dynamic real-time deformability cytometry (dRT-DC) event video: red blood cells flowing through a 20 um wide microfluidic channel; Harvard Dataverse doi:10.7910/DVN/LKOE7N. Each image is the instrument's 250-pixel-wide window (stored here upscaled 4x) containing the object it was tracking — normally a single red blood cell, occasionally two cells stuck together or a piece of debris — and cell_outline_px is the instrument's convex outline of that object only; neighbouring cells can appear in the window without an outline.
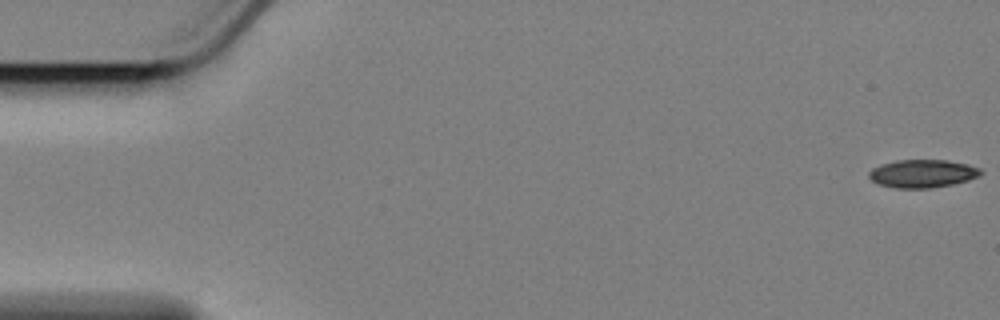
{"species": "Egyptian fruit bat (a non-hibernating species)", "species_latin": "Rousettus aegyptiacus", "temperature_condition": "cold", "stored_images_in_passage": 6, "camera_frame_rate_fps": 3000, "um_per_image_px": 0.085, "animal": {"sex": "female"}, "frame": {"image": 1, "passage_image": 1, "time_ms": 0.0, "image_size_px": [1000, 320], "cell_outline_px": [[984, 172], [980, 176], [968, 180], [952, 184], [932, 188], [896, 188], [880, 184], [872, 180], [868, 176], [868, 172], [872, 168], [880, 164], [896, 160], [948, 160], [968, 164], [980, 168]], "centroid_in_image_um": [78.43, 14.74], "position_along_channel_um": 6.6, "area_um2": 18.38}}